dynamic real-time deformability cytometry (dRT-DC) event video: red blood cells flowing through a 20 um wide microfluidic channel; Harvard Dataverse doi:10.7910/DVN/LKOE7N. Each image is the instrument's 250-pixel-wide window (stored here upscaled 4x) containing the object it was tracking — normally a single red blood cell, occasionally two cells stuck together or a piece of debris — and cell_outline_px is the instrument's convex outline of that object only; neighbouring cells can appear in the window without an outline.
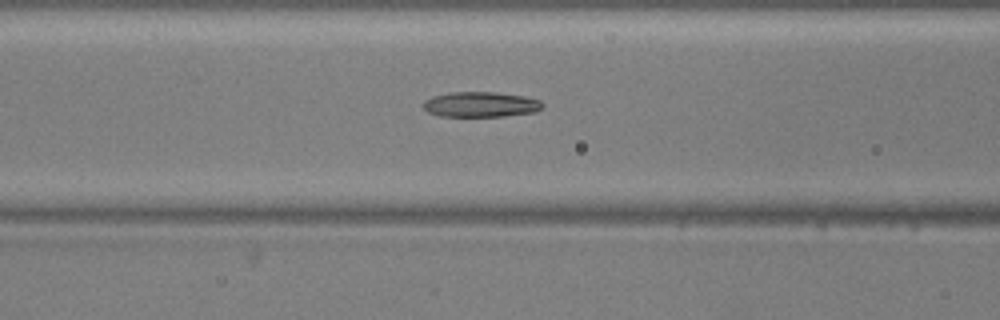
{"species": "common noctule bat (a hibernating species)", "species_latin": "Nyctalus noctula", "temperature_condition": "warm", "stored_images_in_passage": 43, "camera_frame_rate_fps": 3000, "um_per_image_px": 0.085, "animal": {"sex": "male", "body_mass_g": 20.5, "forearm_length_mm": 52.5}, "frame": {"image": 1, "passage_image": 22, "time_ms": 7.0, "image_size_px": [1000, 320], "cell_outline_px": [[544, 108], [536, 112], [504, 116], [440, 116], [428, 112], [424, 108], [424, 100], [432, 96], [448, 92], [496, 92], [524, 96], [540, 100], [544, 104]], "centroid_in_image_um": [40.89, 8.87], "position_along_channel_um": 125.7, "area_um2": 17.69}}
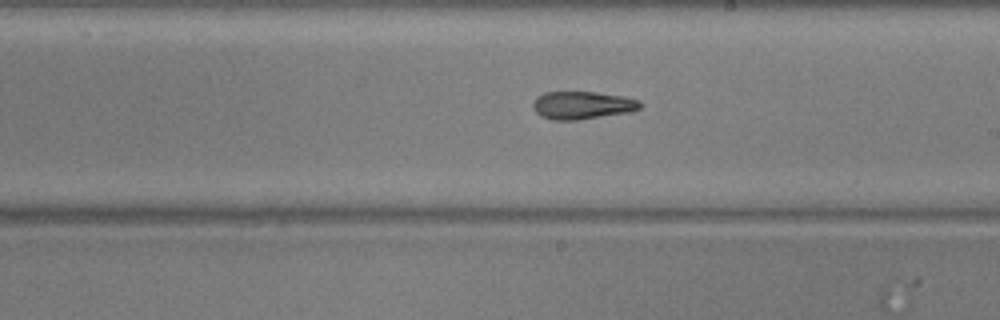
{"frame": {"image": 2, "passage_image": 31, "time_ms": 10.0, "image_size_px": [1000, 320], "cell_outline_px": [[644, 104], [640, 108], [632, 112], [580, 120], [552, 120], [540, 116], [536, 112], [532, 104], [536, 96], [544, 92], [596, 92], [624, 96], [640, 100]], "centroid_in_image_um": [49.53, 8.95], "position_along_channel_um": 239.5, "area_um2": 17.74}}
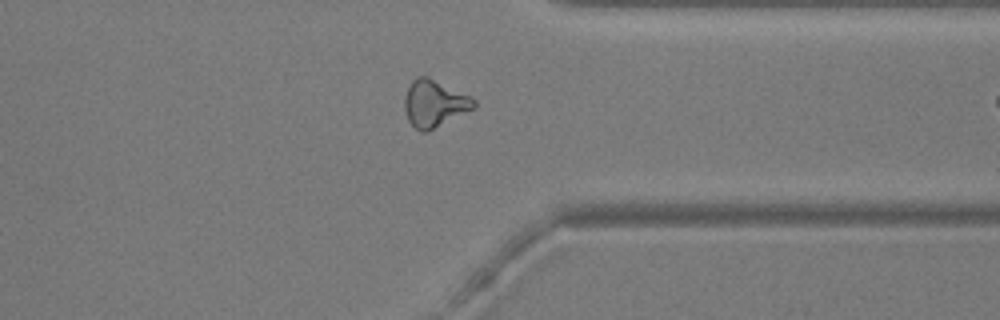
{"frame": {"image": 3, "passage_image": 42, "time_ms": 13.667, "image_size_px": [1000, 320], "cell_outline_px": [[476, 108], [428, 132], [420, 132], [408, 120], [404, 108], [404, 96], [412, 80], [420, 76], [428, 76], [472, 96], [476, 100]], "centroid_in_image_um": [36.95, 8.8], "position_along_channel_um": 374.4, "area_um2": 19.31}}